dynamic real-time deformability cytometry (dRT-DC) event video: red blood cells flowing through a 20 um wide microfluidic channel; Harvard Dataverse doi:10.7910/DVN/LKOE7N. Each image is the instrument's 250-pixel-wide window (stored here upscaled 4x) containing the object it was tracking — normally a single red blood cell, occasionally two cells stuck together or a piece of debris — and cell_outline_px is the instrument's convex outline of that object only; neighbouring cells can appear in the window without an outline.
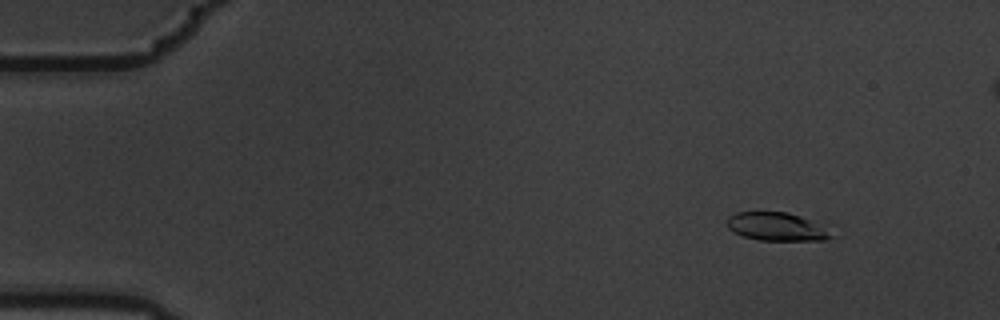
{"species": "common noctule bat (a hibernating species)", "species_latin": "Nyctalus noctula", "temperature_condition": "warm", "stored_images_in_passage": 6, "camera_frame_rate_fps": 3000, "um_per_image_px": 0.085, "animal": {"sex": "male", "body_mass_g": 19.5, "forearm_length_mm": 54.6}, "frame": {"image": 1, "passage_image": 2, "time_ms": 0.333, "image_size_px": [1000, 320], "cell_outline_px": [[832, 236], [824, 240], [760, 240], [744, 236], [732, 232], [728, 228], [728, 216], [736, 212], [788, 212], [800, 216], [808, 220]], "centroid_in_image_um": [65.87, 19.26], "position_along_channel_um": 19.1, "area_um2": 16.47}}